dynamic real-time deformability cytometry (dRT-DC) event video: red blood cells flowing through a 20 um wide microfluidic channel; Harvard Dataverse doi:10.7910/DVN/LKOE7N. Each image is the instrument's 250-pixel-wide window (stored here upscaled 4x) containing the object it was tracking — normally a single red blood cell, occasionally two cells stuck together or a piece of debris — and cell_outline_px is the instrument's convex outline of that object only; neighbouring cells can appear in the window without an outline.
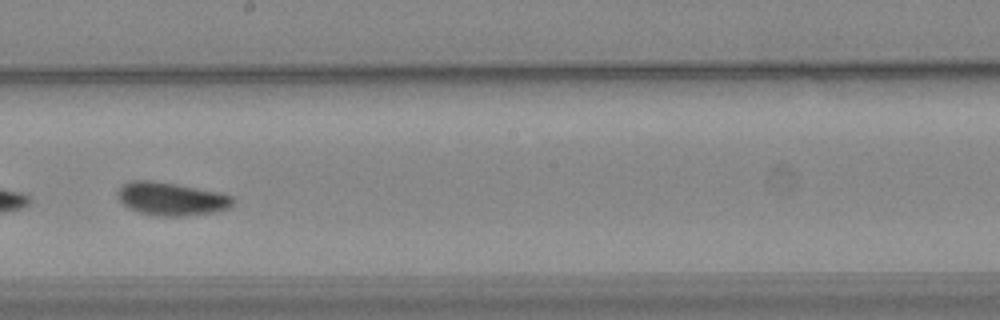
{"species": "common noctule bat (a hibernating species)", "species_latin": "Nyctalus noctula", "temperature_condition": "warm", "stored_images_in_passage": 38, "camera_frame_rate_fps": 3000, "um_per_image_px": 0.085, "animal": {"sex": "female", "body_mass_g": 24.6, "forearm_length_mm": 56.2}, "frame": {"image": 1, "passage_image": 16, "time_ms": 5.0, "image_size_px": [1000, 320], "cell_outline_px": [[236, 200], [228, 208], [216, 212], [184, 216], [160, 216], [136, 212], [128, 208], [120, 200], [116, 192], [124, 184], [132, 180], [152, 180], [176, 184], [216, 192], [232, 196]], "centroid_in_image_um": [14.55, 16.91], "position_along_channel_um": 233.7, "area_um2": 22.2}}